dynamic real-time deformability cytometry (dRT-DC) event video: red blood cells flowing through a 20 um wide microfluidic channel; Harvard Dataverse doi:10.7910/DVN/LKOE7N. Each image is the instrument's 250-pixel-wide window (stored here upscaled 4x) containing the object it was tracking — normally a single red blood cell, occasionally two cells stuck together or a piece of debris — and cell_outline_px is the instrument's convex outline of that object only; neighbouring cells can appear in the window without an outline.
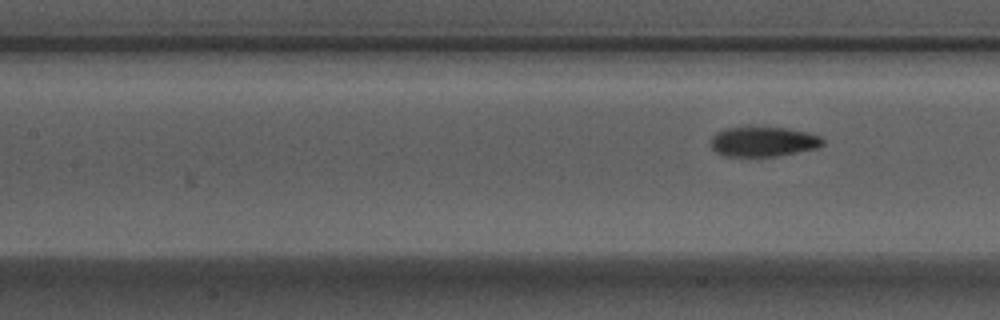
{"species": "Egyptian fruit bat (a non-hibernating species)", "species_latin": "Rousettus aegyptiacus", "temperature_condition": "warm", "stored_images_in_passage": 9, "segment_of_instrument_passage": [2, 2], "camera_frame_rate_fps": 3000, "um_per_image_px": 0.085, "animal": {"sex": "male"}, "frame": {"image": 1, "passage_image": 9, "time_ms": 2.667, "image_size_px": [1000, 320], "cell_outline_px": [[824, 144], [816, 148], [776, 156], [724, 156], [716, 152], [708, 144], [708, 140], [716, 132], [724, 128], [788, 128], [820, 136], [824, 140]], "centroid_in_image_um": [64.81, 12.05], "position_along_channel_um": 142.6, "area_um2": 19.36}}